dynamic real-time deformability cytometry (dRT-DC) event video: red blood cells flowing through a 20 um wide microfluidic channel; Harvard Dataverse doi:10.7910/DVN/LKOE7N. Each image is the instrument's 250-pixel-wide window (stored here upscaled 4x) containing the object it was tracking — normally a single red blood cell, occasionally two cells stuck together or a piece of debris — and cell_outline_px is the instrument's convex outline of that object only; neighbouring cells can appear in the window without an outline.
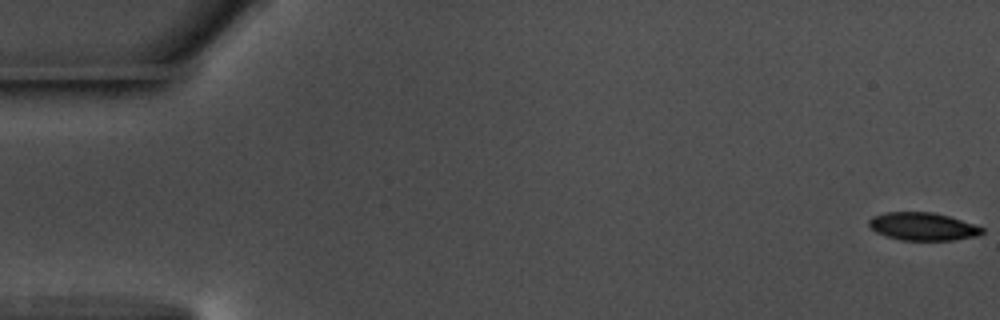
{"species": "common noctule bat (a hibernating species)", "species_latin": "Nyctalus noctula", "temperature_condition": "warm", "stored_images_in_passage": 57, "camera_frame_rate_fps": 3000, "um_per_image_px": 0.085, "animal": {"sex": "male", "body_mass_g": 17.5, "forearm_length_mm": 52.3}, "frame": {"image": 1, "passage_image": 1, "time_ms": 0.0, "image_size_px": [1000, 320], "cell_outline_px": [[984, 232], [980, 236], [952, 240], [900, 240], [884, 236], [876, 232], [868, 224], [868, 220], [872, 216], [888, 212], [932, 212], [948, 216], [984, 228]], "centroid_in_image_um": [78.42, 19.26], "position_along_channel_um": 6.6, "area_um2": 18.38}}
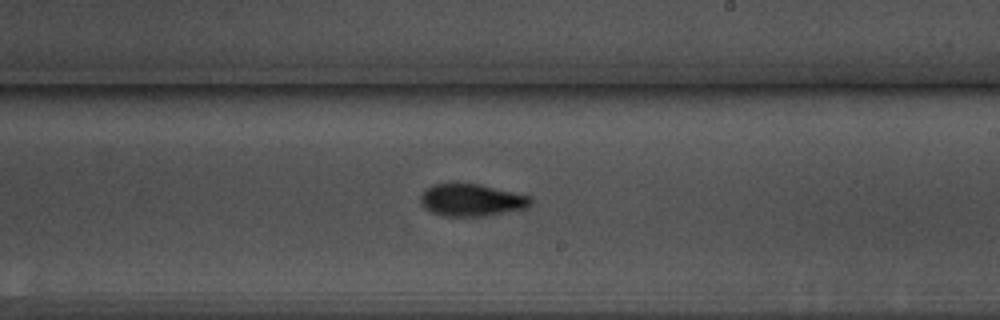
{"frame": {"image": 2, "passage_image": 34, "time_ms": 11.0, "image_size_px": [1000, 320], "cell_outline_px": [[532, 204], [528, 208], [484, 216], [444, 216], [432, 212], [424, 208], [420, 204], [420, 196], [432, 184], [480, 184], [532, 196]], "centroid_in_image_um": [40.12, 17.01], "position_along_channel_um": 248.9, "area_um2": 20.75}}
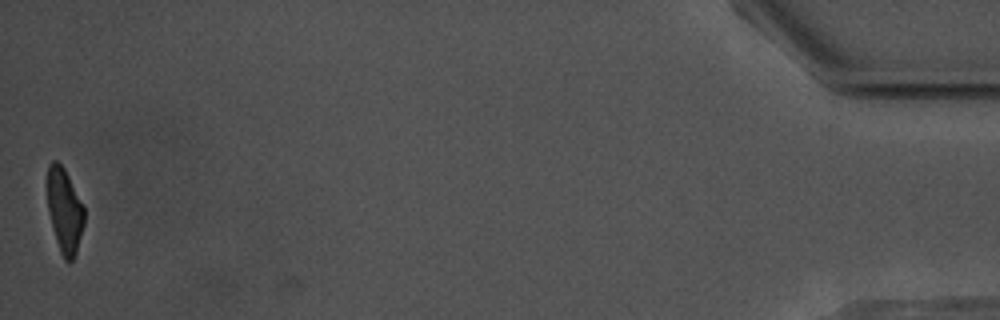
{"frame": {"image": 3, "passage_image": 57, "time_ms": 18.667, "image_size_px": [1000, 320], "cell_outline_px": [[84, 224], [76, 252], [72, 260], [64, 260], [60, 252], [56, 240], [48, 212], [48, 164], [52, 160], [56, 160], [64, 168], [84, 204]], "centroid_in_image_um": [5.5, 17.88], "position_along_channel_um": 429.7, "area_um2": 18.09}, "authors_computed_cell_mechanics": {"area_um2": 19.8832, "velocity_mm_per_s": 3.6282, "shape_relaxation_time_tau1_ms": 2.3387, "shape_relaxation_time_tau2_ms": 2.5674, "deformation_change_tau1": 0.1455, "deformation_change_tau2": 0.0918}}